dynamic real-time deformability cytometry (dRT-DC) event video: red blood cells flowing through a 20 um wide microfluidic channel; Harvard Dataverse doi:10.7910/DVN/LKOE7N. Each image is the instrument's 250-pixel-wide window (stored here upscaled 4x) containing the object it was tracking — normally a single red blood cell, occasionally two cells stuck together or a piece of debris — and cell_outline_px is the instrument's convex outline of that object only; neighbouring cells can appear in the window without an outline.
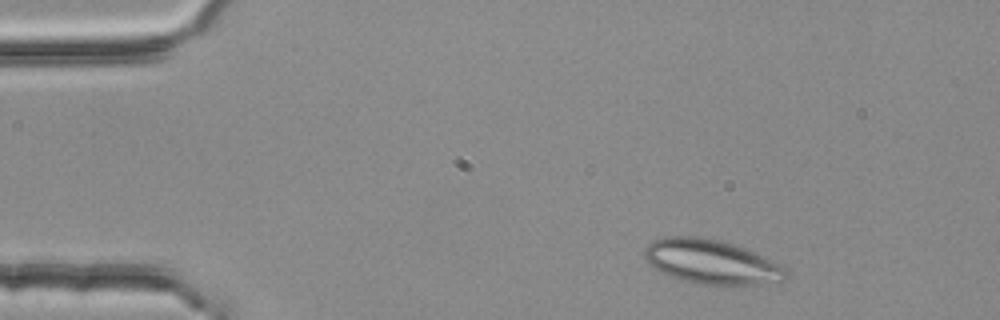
{"species": "common noctule bat (a hibernating species)", "species_latin": "Nyctalus noctula", "temperature_condition": "room temperature", "stored_images_in_passage": 2, "camera_frame_rate_fps": 3000, "um_per_image_px": 0.085, "animal": {"sex": "female", "body_mass_g": 25.1}, "frame": {"image": 1, "passage_image": 1, "time_ms": 0.0, "image_size_px": [1000, 320], "cell_outline_px": [[788, 276], [784, 280], [736, 288], [700, 284], [680, 280], [656, 268], [644, 260], [644, 248], [652, 240], [664, 236], [696, 236], [716, 240], [732, 244], [744, 248], [764, 256], [780, 264], [788, 272]], "centroid_in_image_um": [60.49, 22.29], "position_along_channel_um": 24.5, "area_um2": 37.11}}